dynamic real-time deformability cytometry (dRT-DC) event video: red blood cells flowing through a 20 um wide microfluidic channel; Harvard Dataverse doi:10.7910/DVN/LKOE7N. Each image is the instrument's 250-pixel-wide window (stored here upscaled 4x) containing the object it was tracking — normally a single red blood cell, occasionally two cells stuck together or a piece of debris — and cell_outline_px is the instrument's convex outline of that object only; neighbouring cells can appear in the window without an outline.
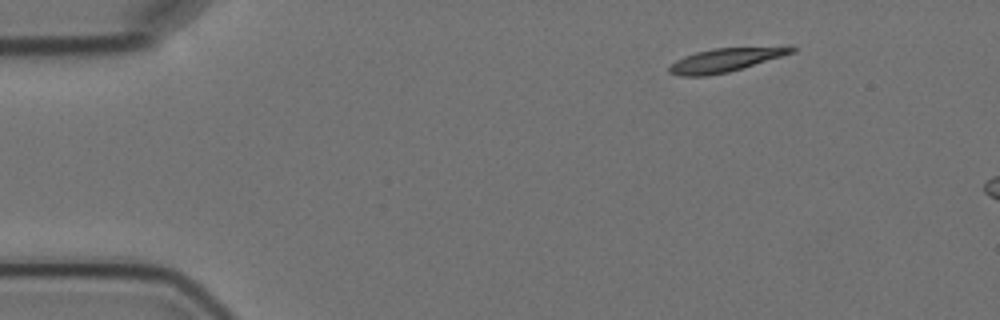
{"species": "Egyptian fruit bat (a non-hibernating species)", "species_latin": "Rousettus aegyptiacus", "temperature_condition": "cold", "stored_images_in_passage": 4, "camera_frame_rate_fps": 3000, "um_per_image_px": 0.085, "animal": {"sex": "female"}, "frame": {"image": 1, "passage_image": 1, "time_ms": 0.0, "image_size_px": [1000, 320], "cell_outline_px": [[796, 52], [728, 72], [704, 76], [680, 76], [668, 72], [668, 68], [676, 60], [684, 56], [696, 52], [712, 48], [788, 44], [792, 44], [796, 48]], "centroid_in_image_um": [61.79, 5.04], "position_along_channel_um": 23.2, "area_um2": 17.51}}